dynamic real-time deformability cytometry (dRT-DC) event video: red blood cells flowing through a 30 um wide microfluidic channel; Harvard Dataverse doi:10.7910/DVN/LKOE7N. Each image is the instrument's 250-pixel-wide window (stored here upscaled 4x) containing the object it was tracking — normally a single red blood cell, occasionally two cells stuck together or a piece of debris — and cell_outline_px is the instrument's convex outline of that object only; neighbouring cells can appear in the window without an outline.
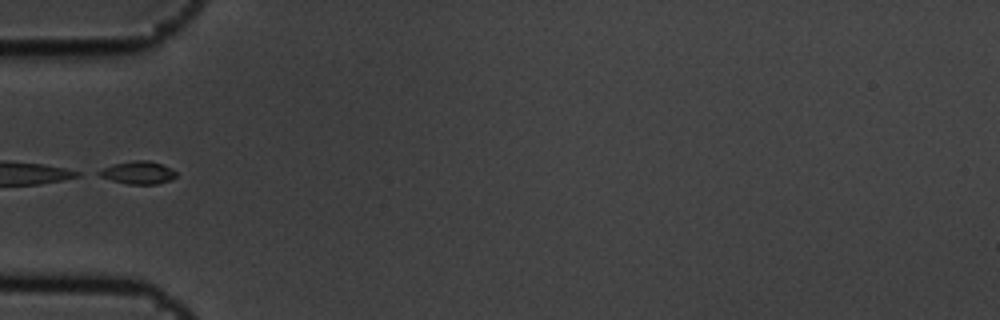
{"species": "common noctule bat (a hibernating species)", "species_latin": "Nyctalus noctula", "temperature_condition": "cold", "stored_images_in_passage": 5, "segment_of_instrument_passage": [2, 2], "camera_frame_rate_fps": 3000, "um_per_image_px": 0.085, "animal": {"sex": "male", "body_mass_g": 19.5, "forearm_length_mm": 54.6}, "frame": {"image": 1, "passage_image": 5, "time_ms": 1.333, "image_size_px": [1000, 320], "cell_outline_px": [[176, 176], [172, 180], [156, 184], [128, 184], [112, 180], [100, 176], [96, 172], [112, 164], [132, 160], [148, 160], [160, 164], [176, 172]], "centroid_in_image_um": [11.72, 14.67], "position_along_channel_um": 73.3, "area_um2": 10.12}}